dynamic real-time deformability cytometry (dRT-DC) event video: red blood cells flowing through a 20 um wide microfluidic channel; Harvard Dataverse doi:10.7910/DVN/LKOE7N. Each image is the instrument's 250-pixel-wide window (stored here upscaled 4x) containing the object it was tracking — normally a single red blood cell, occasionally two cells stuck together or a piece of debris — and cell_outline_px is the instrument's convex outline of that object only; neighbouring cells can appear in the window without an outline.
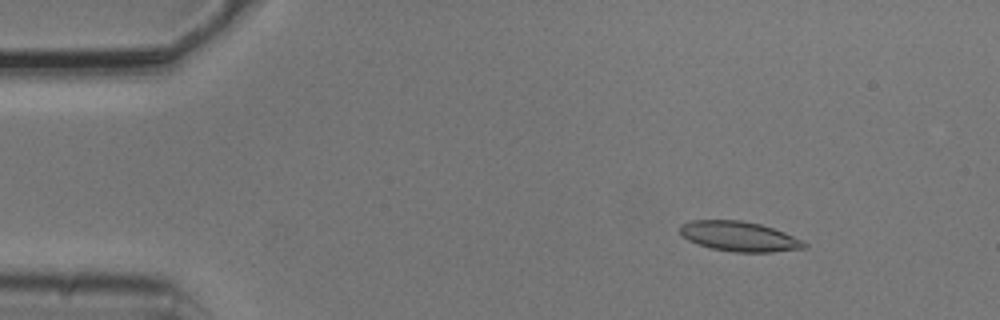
{"species": "common noctule bat (a hibernating species)", "species_latin": "Nyctalus noctula", "temperature_condition": "cold", "stored_images_in_passage": 4, "camera_frame_rate_fps": 3000, "um_per_image_px": 0.085, "animal": {"sex": "male", "body_mass_g": 20.5, "forearm_length_mm": 52.5}, "frame": {"image": 1, "passage_image": 2, "time_ms": 0.333, "image_size_px": [1000, 320], "cell_outline_px": [[808, 248], [772, 252], [736, 252], [712, 248], [688, 240], [680, 232], [680, 224], [692, 220], [740, 220], [760, 224], [784, 232], [804, 240], [808, 244]], "centroid_in_image_um": [62.89, 20.09], "position_along_channel_um": 22.1, "area_um2": 21.62}}